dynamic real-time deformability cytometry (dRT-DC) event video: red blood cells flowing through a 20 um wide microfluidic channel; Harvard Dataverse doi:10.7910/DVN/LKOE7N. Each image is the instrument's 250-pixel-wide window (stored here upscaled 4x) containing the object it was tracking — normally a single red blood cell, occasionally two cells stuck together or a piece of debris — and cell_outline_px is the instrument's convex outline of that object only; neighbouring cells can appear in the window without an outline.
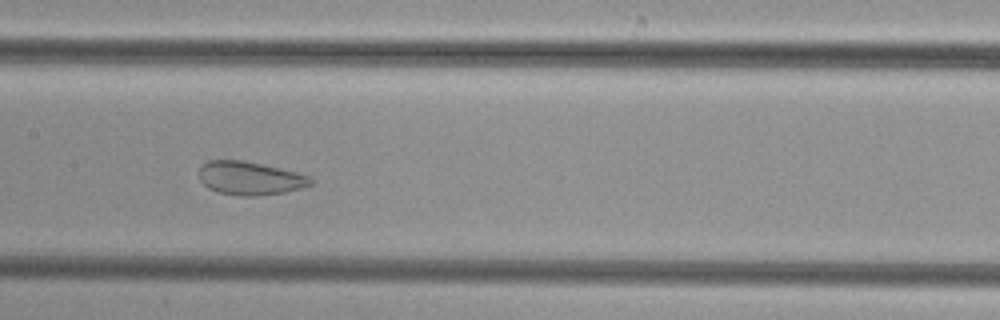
{"species": "common noctule bat (a hibernating species)", "species_latin": "Nyctalus noctula", "temperature_condition": "cold", "stored_images_in_passage": 43, "camera_frame_rate_fps": 3000, "um_per_image_px": 0.085, "animal": {"sex": "female", "body_mass_g": 29.2, "forearm_length_mm": 56.3}, "frame": {"image": 1, "passage_image": 16, "time_ms": 5.0, "image_size_px": [1000, 320], "cell_outline_px": [[312, 184], [300, 188], [284, 192], [256, 196], [236, 196], [220, 192], [208, 188], [200, 180], [200, 168], [208, 160], [244, 160], [280, 168], [296, 172], [308, 176], [312, 180]], "centroid_in_image_um": [21.23, 15.15], "position_along_channel_um": 186.2, "area_um2": 21.56}}
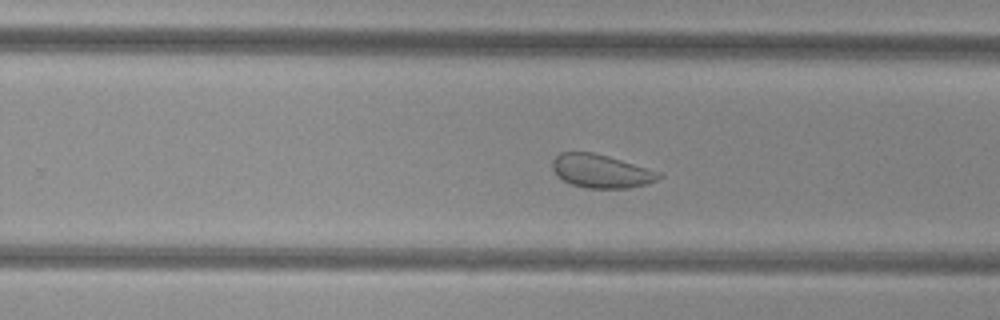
{"frame": {"image": 2, "passage_image": 23, "time_ms": 7.333, "image_size_px": [1000, 320], "cell_outline_px": [[664, 176], [648, 184], [628, 188], [584, 188], [572, 184], [556, 176], [552, 168], [552, 160], [560, 152], [592, 152], [608, 156], [660, 172]], "centroid_in_image_um": [51.08, 14.55], "position_along_channel_um": 278.7, "area_um2": 20.75}}
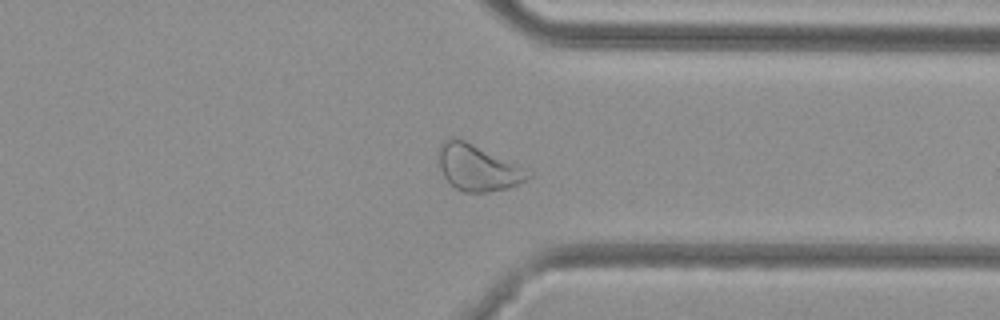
{"frame": {"image": 3, "passage_image": 30, "time_ms": 9.667, "image_size_px": [1000, 320], "cell_outline_px": [[532, 176], [520, 184], [508, 188], [488, 192], [464, 192], [456, 188], [444, 176], [436, 164], [436, 160], [440, 144], [444, 140], [464, 140], [532, 172]], "centroid_in_image_um": [40.58, 14.29], "position_along_channel_um": 370.8, "area_um2": 23.7}}